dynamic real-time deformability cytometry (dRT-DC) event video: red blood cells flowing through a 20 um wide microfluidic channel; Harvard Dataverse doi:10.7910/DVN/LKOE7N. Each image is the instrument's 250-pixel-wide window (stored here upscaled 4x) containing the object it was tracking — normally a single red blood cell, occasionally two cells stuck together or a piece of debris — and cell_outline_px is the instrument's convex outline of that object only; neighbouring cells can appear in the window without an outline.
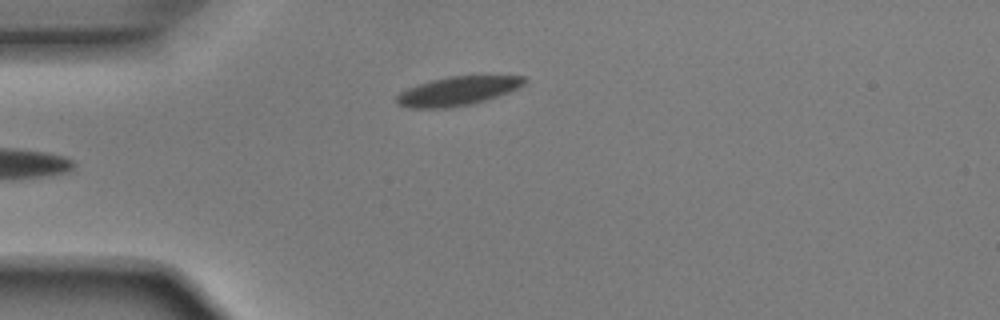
{"species": "Egyptian fruit bat (a non-hibernating species)", "species_latin": "Rousettus aegyptiacus", "temperature_condition": "room temperature", "stored_images_in_passage": 13, "camera_frame_rate_fps": 3000, "um_per_image_px": 0.085, "animal": {"sex": "male"}, "frame": {"image": 1, "passage_image": 1, "time_ms": 0.0, "image_size_px": [1000, 320], "cell_outline_px": [[528, 80], [524, 84], [508, 92], [472, 104], [448, 108], [408, 108], [396, 104], [396, 96], [400, 92], [408, 88], [432, 80], [448, 76], [524, 76]], "centroid_in_image_um": [38.86, 7.74], "position_along_channel_um": 46.1, "area_um2": 21.33}}
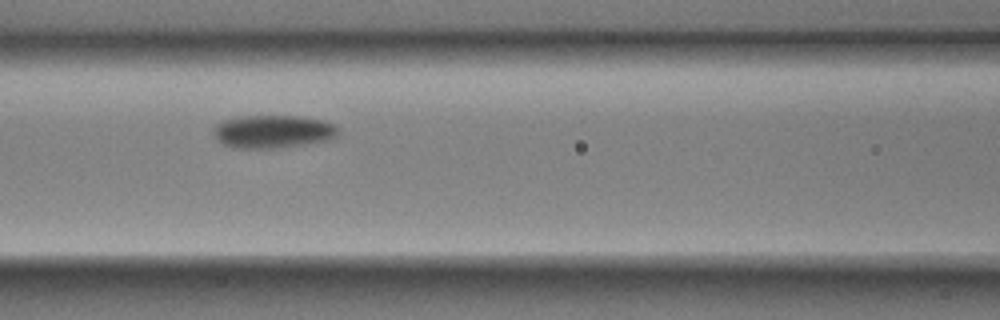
{"frame": {"image": 2, "passage_image": 10, "time_ms": 3.0, "image_size_px": [1000, 320], "cell_outline_px": [[336, 132], [332, 136], [324, 140], [300, 144], [272, 148], [232, 148], [216, 140], [212, 132], [216, 124], [220, 120], [236, 116], [304, 116], [324, 120], [332, 124], [336, 128]], "centroid_in_image_um": [23.06, 11.16], "position_along_channel_um": 143.5, "area_um2": 23.76}}
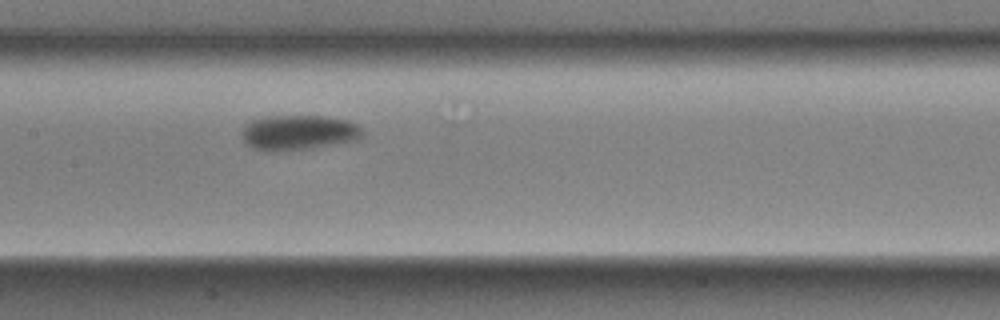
{"frame": {"image": 3, "passage_image": 13, "time_ms": 4.0, "image_size_px": [1000, 320], "cell_outline_px": [[364, 136], [356, 140], [312, 148], [276, 152], [264, 152], [252, 148], [244, 144], [244, 124], [248, 120], [264, 116], [328, 116], [348, 120], [356, 124], [364, 132]], "centroid_in_image_um": [25.35, 11.27], "position_along_channel_um": 182.1, "area_um2": 25.09}}